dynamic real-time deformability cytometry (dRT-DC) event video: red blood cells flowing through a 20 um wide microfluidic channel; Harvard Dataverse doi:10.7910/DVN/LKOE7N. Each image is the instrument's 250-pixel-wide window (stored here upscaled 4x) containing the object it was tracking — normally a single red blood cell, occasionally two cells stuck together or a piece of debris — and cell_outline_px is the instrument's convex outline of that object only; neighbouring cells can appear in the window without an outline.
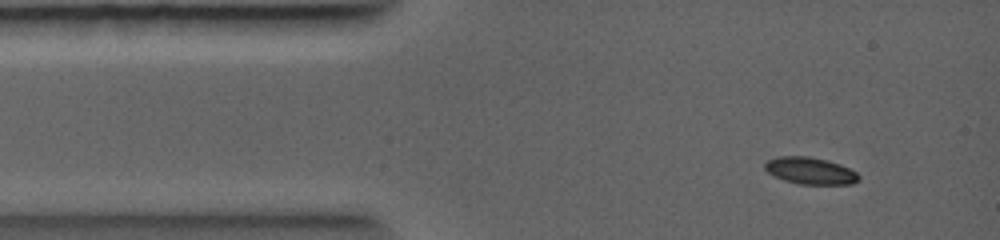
{"species": "common noctule bat (a hibernating species)", "species_latin": "Nyctalus noctula", "temperature_condition": "warm", "stored_images_in_passage": 42, "camera_frame_rate_fps": 5000, "um_per_image_px": 0.085, "animal": {"sex": "female", "body_mass_g": 19.0, "forearm_length_mm": 56.7}, "frame": {"image": 1, "passage_image": 1, "time_ms": 0.0, "image_size_px": [1000, 240], "cell_outline_px": [[856, 180], [852, 184], [800, 184], [784, 180], [768, 172], [764, 168], [764, 164], [768, 160], [784, 156], [804, 156], [824, 160], [848, 168], [856, 172]], "centroid_in_image_um": [68.81, 14.52], "position_along_channel_um": 16.2, "area_um2": 14.1}}
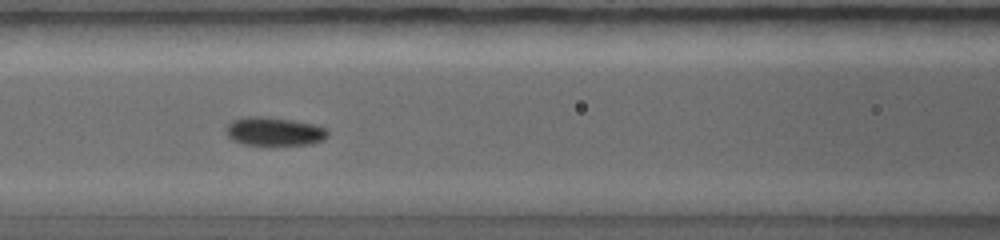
{"frame": {"image": 2, "passage_image": 11, "time_ms": 2.8, "image_size_px": [1000, 240], "cell_outline_px": [[324, 136], [320, 140], [308, 144], [248, 144], [236, 140], [228, 132], [228, 128], [236, 120], [256, 116], [288, 120], [312, 124], [324, 128]], "centroid_in_image_um": [23.34, 11.17], "position_along_channel_um": 143.3, "area_um2": 15.32}}
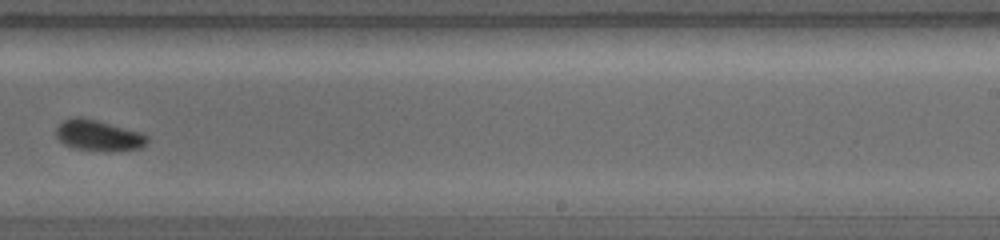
{"frame": {"image": 3, "passage_image": 19, "time_ms": 5.0, "image_size_px": [1000, 240], "cell_outline_px": [[144, 144], [140, 148], [112, 152], [108, 152], [72, 148], [64, 144], [60, 140], [56, 132], [56, 128], [64, 120], [72, 116], [76, 116], [92, 120], [132, 132], [144, 136]], "centroid_in_image_um": [8.23, 11.56], "position_along_channel_um": 280.8, "area_um2": 15.43}}